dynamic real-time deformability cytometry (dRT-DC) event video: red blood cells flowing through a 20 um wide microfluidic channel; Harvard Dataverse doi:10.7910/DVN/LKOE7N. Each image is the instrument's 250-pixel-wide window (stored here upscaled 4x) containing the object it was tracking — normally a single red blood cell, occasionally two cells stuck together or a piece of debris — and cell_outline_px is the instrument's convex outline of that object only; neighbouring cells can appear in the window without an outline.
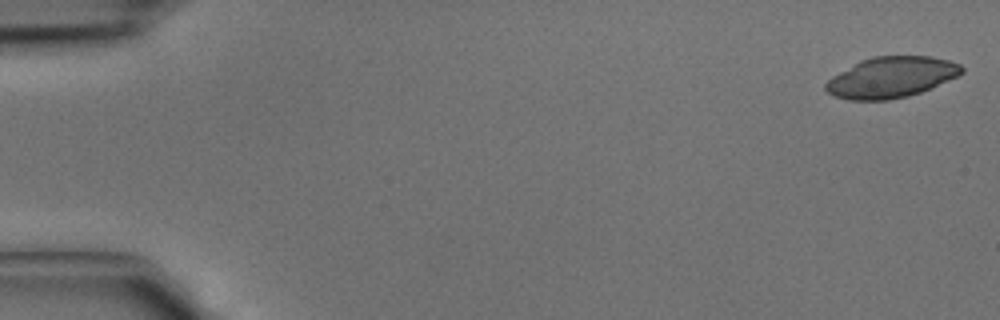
{"species": "common noctule bat (a hibernating species)", "species_latin": "Nyctalus noctula", "temperature_condition": "cold", "stored_images_in_passage": 42, "camera_frame_rate_fps": 3000, "um_per_image_px": 0.085, "animal": {"sex": "male", "body_mass_g": 15.6}, "frame": {"image": 1, "passage_image": 1, "time_ms": 0.0, "image_size_px": [1000, 320], "cell_outline_px": [[964, 72], [932, 88], [908, 96], [888, 100], [848, 100], [836, 96], [828, 92], [824, 88], [824, 84], [832, 76], [860, 60], [872, 56], [932, 56], [948, 60], [960, 64], [964, 68]], "centroid_in_image_um": [75.75, 6.56], "position_along_channel_um": 9.2, "area_um2": 32.37}}